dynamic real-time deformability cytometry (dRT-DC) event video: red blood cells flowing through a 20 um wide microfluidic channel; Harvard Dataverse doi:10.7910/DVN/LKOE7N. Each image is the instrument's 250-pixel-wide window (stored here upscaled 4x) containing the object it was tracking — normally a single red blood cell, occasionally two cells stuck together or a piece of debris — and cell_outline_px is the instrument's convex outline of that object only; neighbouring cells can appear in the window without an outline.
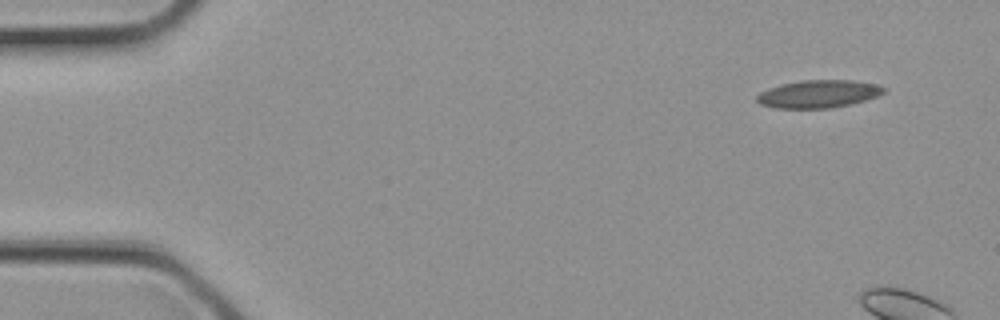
{"species": "common noctule bat (a hibernating species)", "species_latin": "Nyctalus noctula", "temperature_condition": "cold", "stored_images_in_passage": 2, "segment_of_instrument_passage": [2, 2], "camera_frame_rate_fps": 3000, "um_per_image_px": 0.085, "animal": {"sex": "female", "body_mass_g": 21.9}, "frame": {"image": 1, "passage_image": 2, "time_ms": 0.333, "image_size_px": [1000, 320], "cell_outline_px": [[888, 88], [884, 92], [876, 96], [864, 100], [832, 108], [776, 108], [760, 104], [756, 100], [756, 96], [760, 92], [768, 88], [800, 80], [852, 80], [876, 84]], "centroid_in_image_um": [69.56, 7.98], "position_along_channel_um": 15.4, "area_um2": 20.4}}